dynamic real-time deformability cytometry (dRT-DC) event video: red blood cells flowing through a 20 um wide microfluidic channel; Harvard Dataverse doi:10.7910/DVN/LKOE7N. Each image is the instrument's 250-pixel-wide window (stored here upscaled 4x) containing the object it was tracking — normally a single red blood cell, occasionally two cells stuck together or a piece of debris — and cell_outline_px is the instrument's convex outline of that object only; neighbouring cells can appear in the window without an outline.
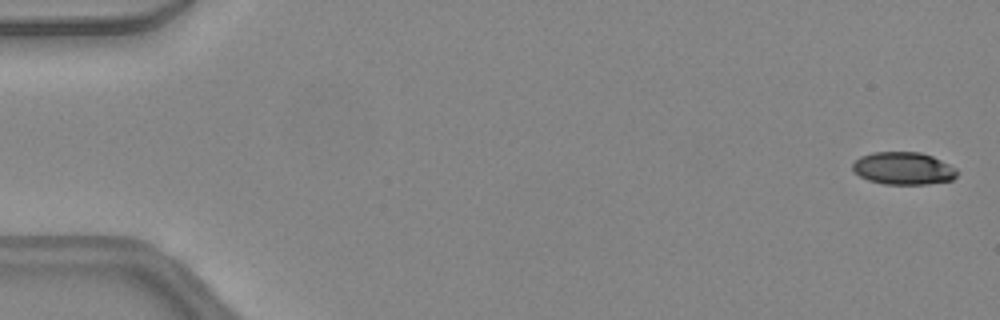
{"species": "common noctule bat (a hibernating species)", "species_latin": "Nyctalus noctula", "temperature_condition": "warm", "stored_images_in_passage": 47, "camera_frame_rate_fps": 3000, "um_per_image_px": 0.085, "animal": {"sex": "female", "body_mass_g": 24.6, "forearm_length_mm": 56.2}, "frame": {"image": 1, "passage_image": 2, "time_ms": 0.333, "image_size_px": [1000, 320], "cell_outline_px": [[960, 172], [952, 180], [928, 184], [884, 184], [868, 180], [860, 176], [852, 168], [852, 164], [860, 156], [872, 152], [920, 152], [932, 156], [956, 168]], "centroid_in_image_um": [76.8, 14.31], "position_along_channel_um": 8.2, "area_um2": 19.83}}
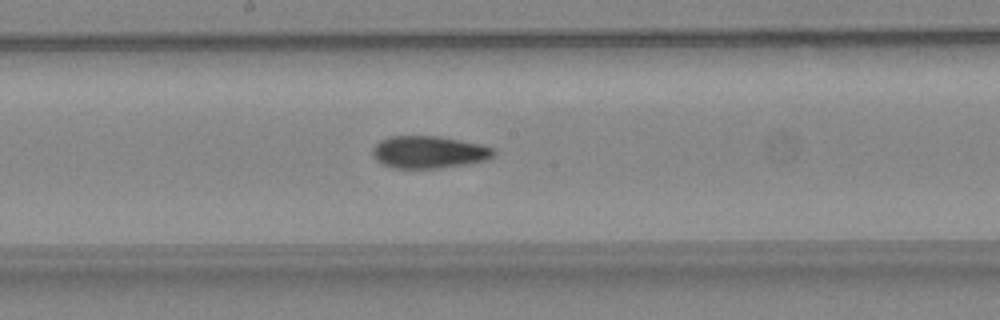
{"frame": {"image": 2, "passage_image": 26, "time_ms": 8.333, "image_size_px": [1000, 320], "cell_outline_px": [[496, 152], [492, 156], [484, 160], [464, 164], [440, 168], [392, 168], [380, 164], [372, 156], [372, 148], [380, 140], [388, 136], [440, 136], [480, 144], [496, 148]], "centroid_in_image_um": [36.41, 12.92], "position_along_channel_um": 211.8, "area_um2": 22.95}}
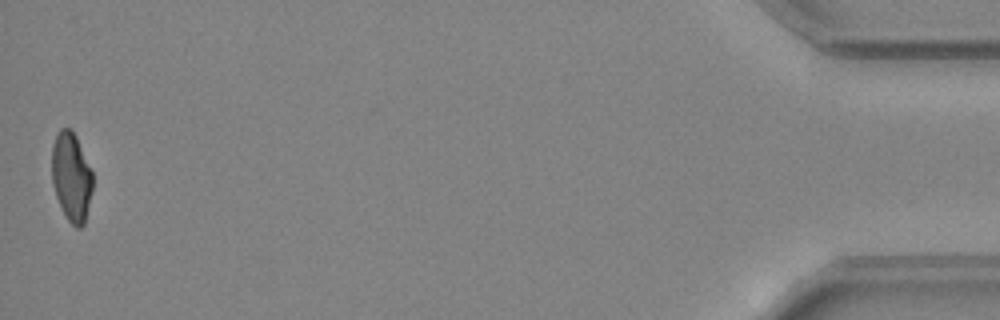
{"frame": {"image": 3, "passage_image": 47, "time_ms": 15.333, "image_size_px": [1000, 320], "cell_outline_px": [[92, 192], [84, 224], [80, 228], [76, 228], [68, 220], [56, 196], [52, 184], [52, 144], [56, 132], [60, 128], [72, 128], [76, 136], [92, 172]], "centroid_in_image_um": [6.05, 15.0], "position_along_channel_um": 429.1, "area_um2": 21.15}, "authors_computed_cell_mechanics": {"area_um2": 22.253, "velocity_mm_per_s": 4.4748, "shape_relaxation_time_tau1_ms": 7.9235, "shape_relaxation_time_tau2_ms": 2.1405, "deformation_change_tau1": 0.2158, "deformation_change_tau2": 0.0966}}